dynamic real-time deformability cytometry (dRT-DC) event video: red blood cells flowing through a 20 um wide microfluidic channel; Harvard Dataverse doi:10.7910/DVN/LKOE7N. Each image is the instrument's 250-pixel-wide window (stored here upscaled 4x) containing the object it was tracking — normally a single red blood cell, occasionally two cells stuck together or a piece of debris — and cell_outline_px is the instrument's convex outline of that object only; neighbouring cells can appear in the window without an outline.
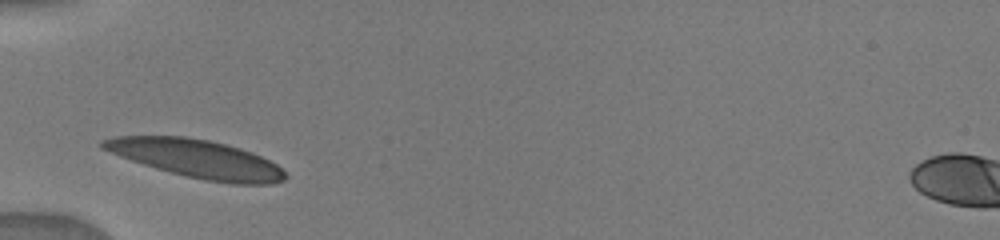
{"species": "human", "species_latin": "Homo sapiens", "temperature_condition": "warm", "stored_images_in_passage": 2, "camera_frame_rate_fps": 3000, "um_per_image_px": 0.085, "donor": {"sex": "male"}, "frame": {"image": 1, "passage_image": 1, "time_ms": 0.0, "image_size_px": [1000, 240], "cell_outline_px": [[288, 176], [284, 180], [268, 184], [232, 184], [208, 180], [188, 176], [156, 168], [120, 156], [100, 148], [96, 144], [100, 140], [112, 136], [188, 136], [208, 140], [240, 148], [252, 152], [276, 164]], "centroid_in_image_um": [16.67, 13.47], "position_along_channel_um": 68.3, "area_um2": 40.29}}